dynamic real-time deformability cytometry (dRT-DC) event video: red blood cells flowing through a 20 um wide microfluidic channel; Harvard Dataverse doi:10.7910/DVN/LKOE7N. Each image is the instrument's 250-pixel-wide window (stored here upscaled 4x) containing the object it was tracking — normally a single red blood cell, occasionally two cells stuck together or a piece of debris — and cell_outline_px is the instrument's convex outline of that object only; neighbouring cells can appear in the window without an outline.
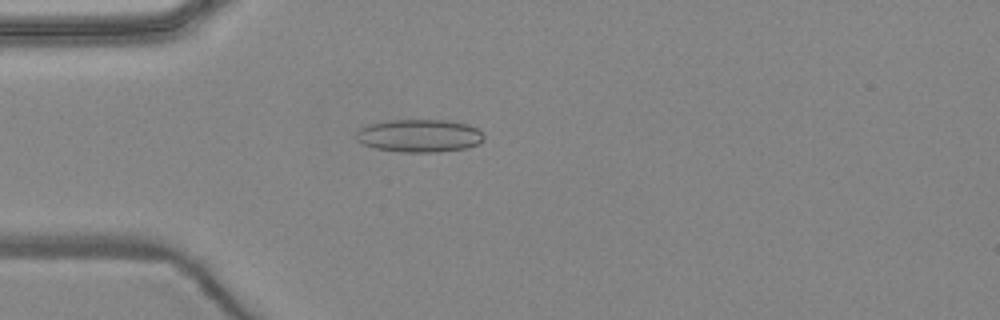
{"species": "common noctule bat (a hibernating species)", "species_latin": "Nyctalus noctula", "temperature_condition": "warm", "stored_images_in_passage": 5, "camera_frame_rate_fps": 3000, "um_per_image_px": 0.085, "animal": {"sex": "female", "body_mass_g": 24.6, "forearm_length_mm": 56.2}, "frame": {"image": 1, "passage_image": 4, "time_ms": 3.333, "image_size_px": [1000, 320], "cell_outline_px": [[484, 140], [480, 144], [468, 148], [440, 152], [400, 152], [376, 148], [360, 144], [356, 140], [356, 132], [360, 128], [368, 124], [388, 120], [448, 120], [468, 124], [476, 128], [484, 136]], "centroid_in_image_um": [35.64, 11.54], "position_along_channel_um": 49.4, "area_um2": 24.8}}